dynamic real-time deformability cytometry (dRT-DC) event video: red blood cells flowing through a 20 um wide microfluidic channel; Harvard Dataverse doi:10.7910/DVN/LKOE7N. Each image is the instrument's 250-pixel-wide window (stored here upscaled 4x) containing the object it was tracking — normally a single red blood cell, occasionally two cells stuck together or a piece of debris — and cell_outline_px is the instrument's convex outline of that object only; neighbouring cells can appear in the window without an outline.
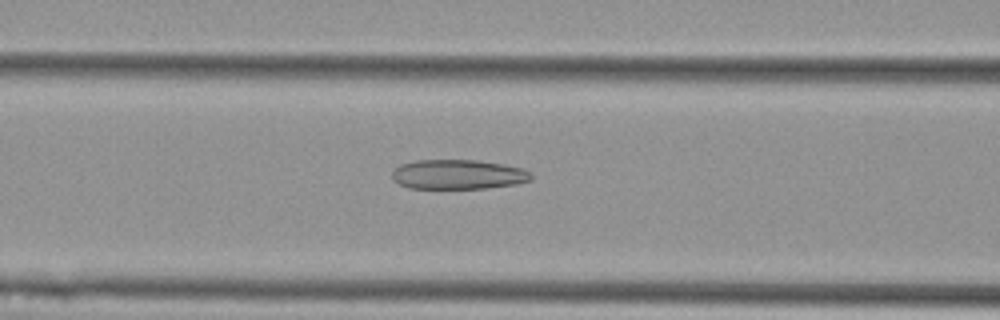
{"species": "Egyptian fruit bat (a non-hibernating species)", "species_latin": "Rousettus aegyptiacus", "temperature_condition": "cold", "stored_images_in_passage": 54, "camera_frame_rate_fps": 3000, "um_per_image_px": 0.085, "animal": {"sex": "female"}, "frame": {"image": 1, "passage_image": 22, "time_ms": 7.0, "image_size_px": [1000, 320], "cell_outline_px": [[532, 180], [516, 184], [484, 188], [408, 188], [392, 180], [392, 172], [400, 164], [416, 160], [476, 160], [504, 164], [524, 168], [532, 172]], "centroid_in_image_um": [38.96, 14.82], "position_along_channel_um": 127.6, "area_um2": 24.16}}
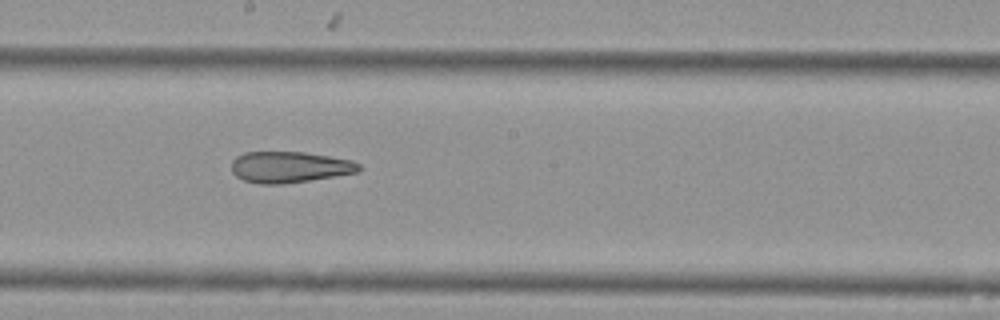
{"frame": {"image": 2, "passage_image": 30, "time_ms": 9.667, "image_size_px": [1000, 320], "cell_outline_px": [[360, 172], [284, 184], [260, 184], [244, 180], [236, 176], [232, 172], [232, 160], [236, 156], [244, 152], [304, 152], [352, 160], [360, 164]], "centroid_in_image_um": [24.6, 14.2], "position_along_channel_um": 223.6, "area_um2": 23.18}}
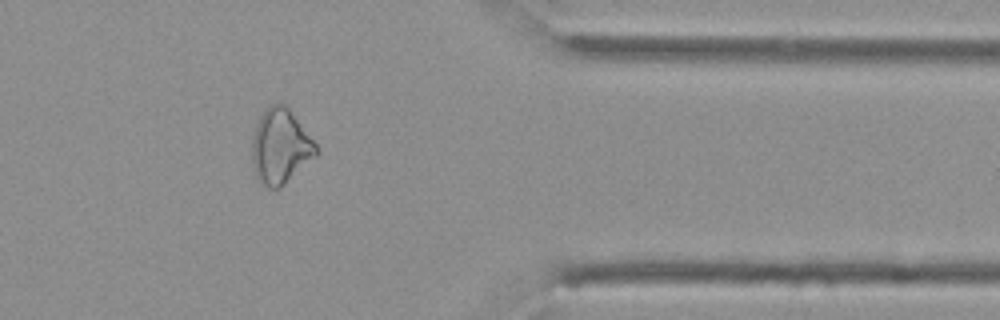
{"frame": {"image": 3, "passage_image": 45, "time_ms": 14.667, "image_size_px": [1000, 320], "cell_outline_px": [[316, 156], [280, 188], [268, 188], [256, 180], [252, 160], [252, 136], [256, 124], [260, 116], [272, 104], [284, 104], [288, 108], [316, 144]], "centroid_in_image_um": [23.8, 12.49], "position_along_channel_um": 387.6, "area_um2": 27.57}, "authors_computed_cell_mechanics": {"area_um2": 27.5417, "velocity_mm_per_s": 3.6151, "shape_relaxation_time_tau1_ms": null, "shape_relaxation_time_tau2_ms": 4.1064, "deformation_change_tau1": null, "deformation_change_tau2": 0.1391}}